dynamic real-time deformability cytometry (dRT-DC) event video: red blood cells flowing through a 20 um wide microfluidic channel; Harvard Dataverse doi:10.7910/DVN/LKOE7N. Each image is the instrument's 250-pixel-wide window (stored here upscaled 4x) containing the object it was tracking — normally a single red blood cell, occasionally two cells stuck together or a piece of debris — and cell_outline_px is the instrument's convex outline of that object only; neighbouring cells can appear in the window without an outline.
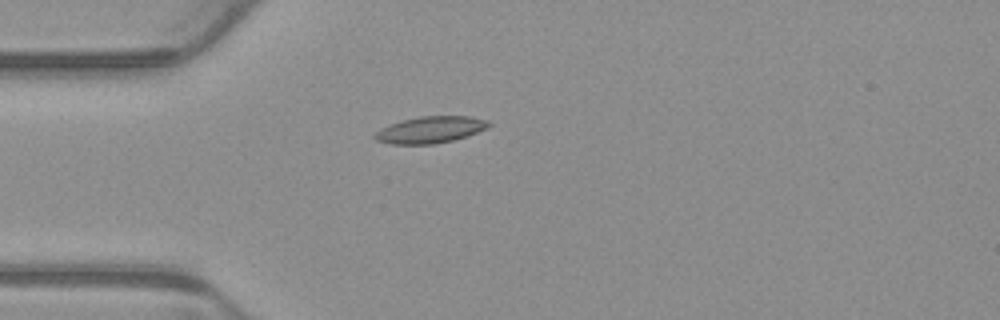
{"species": "common noctule bat (a hibernating species)", "species_latin": "Nyctalus noctula", "temperature_condition": "warm", "stored_images_in_passage": 4, "camera_frame_rate_fps": 3000, "um_per_image_px": 0.085, "animal": {"sex": "male", "body_mass_g": 23.1, "forearm_length_mm": 52.7}, "frame": {"image": 1, "passage_image": 4, "time_ms": 1.0, "image_size_px": [1000, 320], "cell_outline_px": [[492, 124], [488, 128], [468, 136], [436, 144], [388, 144], [376, 140], [372, 136], [380, 128], [388, 124], [420, 116], [468, 116], [488, 120]], "centroid_in_image_um": [36.58, 11.03], "position_along_channel_um": 48.4, "area_um2": 17.86}}